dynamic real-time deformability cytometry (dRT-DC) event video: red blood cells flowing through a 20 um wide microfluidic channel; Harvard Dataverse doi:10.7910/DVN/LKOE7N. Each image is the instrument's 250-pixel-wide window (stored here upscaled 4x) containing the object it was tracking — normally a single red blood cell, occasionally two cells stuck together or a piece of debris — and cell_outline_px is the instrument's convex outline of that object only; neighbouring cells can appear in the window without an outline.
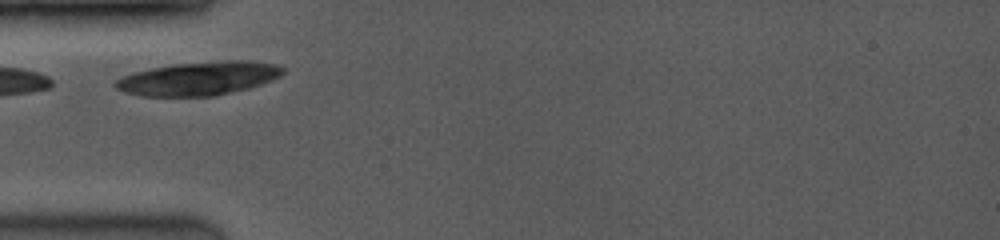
{"species": "common noctule bat (a hibernating species)", "species_latin": "Nyctalus noctula", "temperature_condition": "room temperature", "stored_images_in_passage": 20, "camera_frame_rate_fps": 3500, "um_per_image_px": 0.085, "animal": {"sex": "female", "body_mass_g": 19.0, "forearm_length_mm": 53.3}, "frame": {"image": 1, "passage_image": 1, "time_ms": 0.0, "image_size_px": [1000, 240], "cell_outline_px": [[284, 72], [280, 76], [272, 80], [248, 88], [212, 96], [140, 96], [124, 92], [116, 88], [112, 84], [116, 80], [132, 72], [172, 64], [220, 60], [248, 60], [280, 64], [284, 68]], "centroid_in_image_um": [16.9, 6.65], "position_along_channel_um": 68.1, "area_um2": 32.95}}
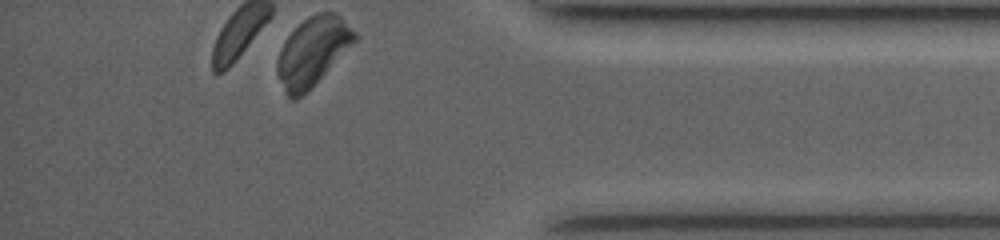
{"frame": {"image": 2, "passage_image": 20, "time_ms": 8.857, "image_size_px": [1000, 240], "cell_outline_px": [[356, 40], [296, 100], [288, 100], [284, 92], [276, 72], [276, 64], [284, 40], [308, 16], [316, 12], [336, 12], [356, 32]], "centroid_in_image_um": [26.53, 4.35], "position_along_channel_um": 408.7, "area_um2": 30.06}}